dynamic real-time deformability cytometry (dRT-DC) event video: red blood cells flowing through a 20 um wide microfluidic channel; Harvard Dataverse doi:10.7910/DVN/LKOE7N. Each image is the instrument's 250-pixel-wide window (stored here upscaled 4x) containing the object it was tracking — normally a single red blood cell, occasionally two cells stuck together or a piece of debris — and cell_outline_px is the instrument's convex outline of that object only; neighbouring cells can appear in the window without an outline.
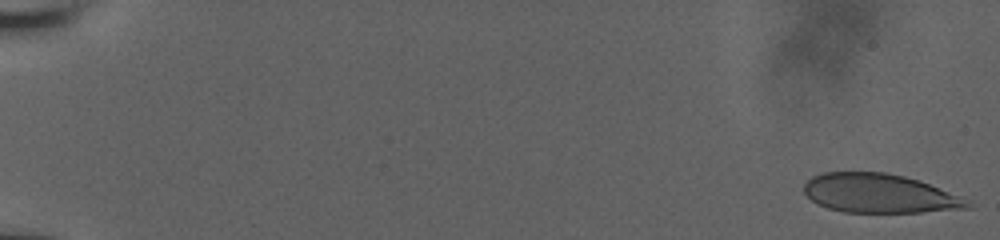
{"species": "human", "species_latin": "Homo sapiens", "temperature_condition": "room temperature", "stored_images_in_passage": 41, "camera_frame_rate_fps": 3000, "um_per_image_px": 0.085, "donor": {"sex": "male"}, "frame": {"image": 1, "passage_image": 1, "time_ms": 0.0, "image_size_px": [1000, 240], "cell_outline_px": [[972, 208], [920, 212], [844, 212], [828, 208], [816, 204], [804, 192], [804, 184], [812, 176], [820, 172], [884, 172], [904, 176], [920, 180], [960, 196], [968, 200]], "centroid_in_image_um": [74.73, 16.44], "position_along_channel_um": 10.3, "area_um2": 37.22}}
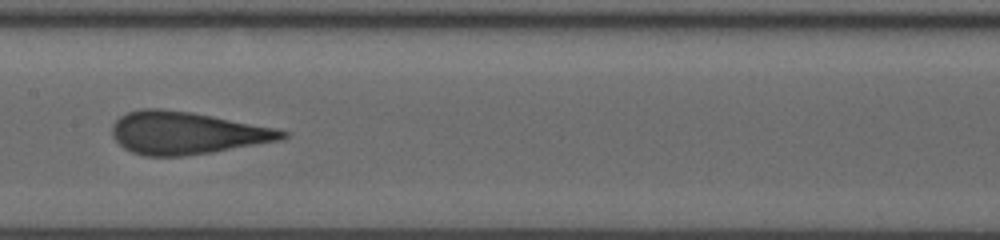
{"frame": {"image": 2, "passage_image": 23, "time_ms": 10.0, "image_size_px": [1000, 240], "cell_outline_px": [[288, 136], [280, 140], [212, 152], [184, 156], [144, 156], [132, 152], [124, 148], [112, 136], [112, 124], [120, 116], [128, 112], [144, 108], [160, 108], [192, 112], [276, 128], [288, 132]], "centroid_in_image_um": [15.84, 11.3], "position_along_channel_um": 191.6, "area_um2": 42.02}}
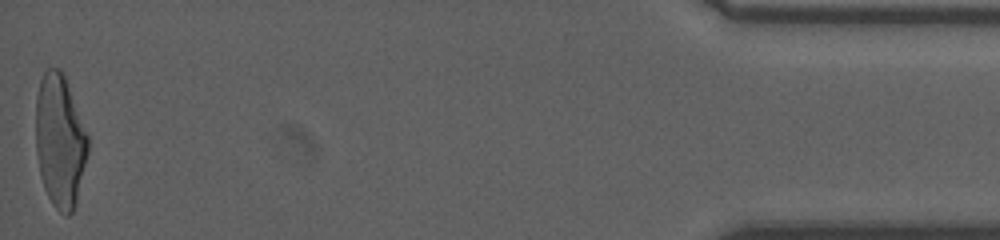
{"frame": {"image": 3, "passage_image": 41, "time_ms": 18.333, "image_size_px": [1000, 240], "cell_outline_px": [[88, 152], [76, 200], [72, 212], [68, 216], [64, 216], [52, 204], [44, 188], [40, 176], [36, 152], [36, 96], [40, 80], [44, 72], [48, 68], [60, 68], [64, 72], [88, 136]], "centroid_in_image_um": [5.08, 11.95], "position_along_channel_um": 430.1, "area_um2": 40.46}}